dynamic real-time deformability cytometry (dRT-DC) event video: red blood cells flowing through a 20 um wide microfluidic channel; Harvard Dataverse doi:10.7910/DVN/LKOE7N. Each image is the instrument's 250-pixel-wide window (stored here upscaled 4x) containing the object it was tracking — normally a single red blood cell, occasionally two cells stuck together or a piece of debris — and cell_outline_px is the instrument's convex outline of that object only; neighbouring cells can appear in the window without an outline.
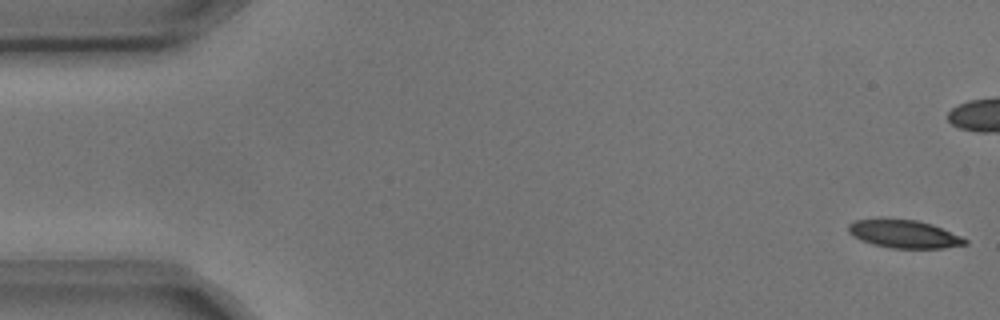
{"species": "common noctule bat (a hibernating species)", "species_latin": "Nyctalus noctula", "temperature_condition": "cold", "stored_images_in_passage": 6, "camera_frame_rate_fps": 3000, "um_per_image_px": 0.085, "animal": {"sex": "male", "body_mass_g": 17.9, "forearm_length_mm": 54.2}, "frame": {"image": 1, "passage_image": 1, "time_ms": 0.0, "image_size_px": [1000, 320], "cell_outline_px": [[968, 244], [944, 248], [892, 248], [872, 244], [860, 240], [852, 236], [848, 232], [848, 224], [852, 220], [916, 220], [932, 224], [960, 236], [968, 240]], "centroid_in_image_um": [76.84, 19.91], "position_along_channel_um": 8.2, "area_um2": 18.79}}